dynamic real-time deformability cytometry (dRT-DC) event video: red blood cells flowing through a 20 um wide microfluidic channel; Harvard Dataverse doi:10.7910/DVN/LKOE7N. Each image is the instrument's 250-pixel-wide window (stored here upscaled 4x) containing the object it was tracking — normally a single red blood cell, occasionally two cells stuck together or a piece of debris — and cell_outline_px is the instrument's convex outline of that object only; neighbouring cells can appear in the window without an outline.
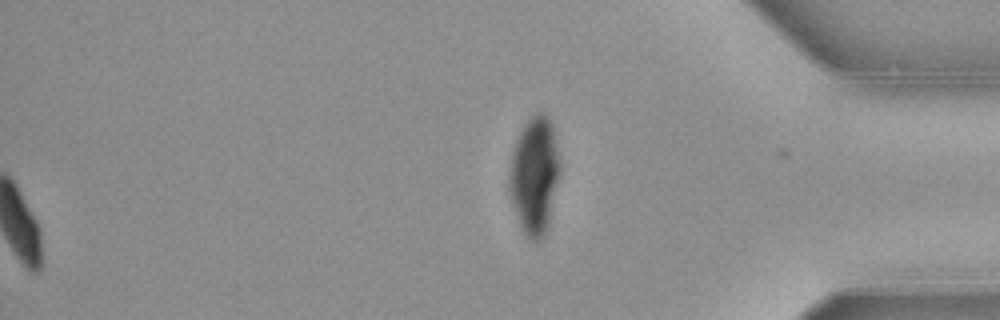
{"species": "common noctule bat (a hibernating species)", "species_latin": "Nyctalus noctula", "temperature_condition": "warm", "stored_images_in_passage": 55, "segment_of_instrument_passage": [2, 2], "camera_frame_rate_fps": 3000, "um_per_image_px": 0.085, "animal": {"sex": "female", "body_mass_g": 21.9}, "frame": {"image": 1, "passage_image": 55, "time_ms": 18.0, "image_size_px": [1000, 320], "cell_outline_px": [[560, 176], [548, 228], [544, 236], [536, 244], [528, 240], [524, 236], [520, 228], [508, 188], [508, 172], [512, 152], [516, 140], [524, 124], [536, 112], [540, 112], [548, 116], [552, 124], [560, 156]], "centroid_in_image_um": [45.44, 14.97], "position_along_channel_um": 389.8, "area_um2": 35.55}}